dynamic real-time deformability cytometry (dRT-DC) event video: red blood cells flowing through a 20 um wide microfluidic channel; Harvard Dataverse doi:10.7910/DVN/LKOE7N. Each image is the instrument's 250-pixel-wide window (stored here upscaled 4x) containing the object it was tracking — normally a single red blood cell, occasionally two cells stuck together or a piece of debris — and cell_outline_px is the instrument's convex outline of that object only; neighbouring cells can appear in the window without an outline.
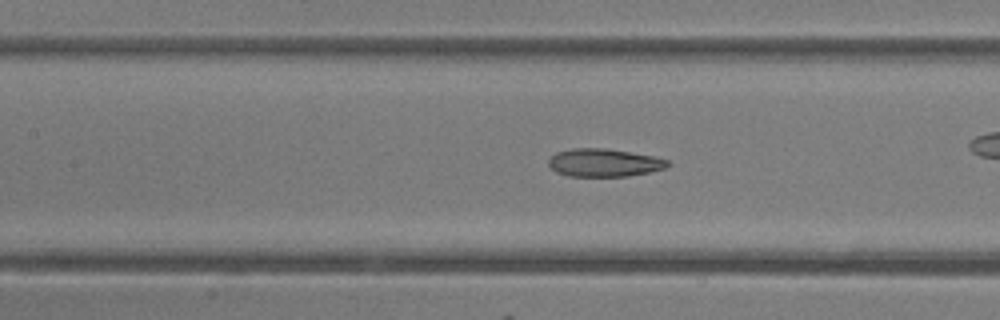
{"species": "common noctule bat (a hibernating species)", "species_latin": "Nyctalus noctula", "temperature_condition": "room temperature", "stored_images_in_passage": 40, "camera_frame_rate_fps": 3000, "um_per_image_px": 0.085, "animal": {"sex": "female"}, "frame": {"image": 1, "passage_image": 12, "time_ms": 3.667, "image_size_px": [1000, 320], "cell_outline_px": [[672, 164], [664, 168], [648, 172], [628, 176], [568, 176], [556, 172], [548, 164], [548, 160], [556, 152], [572, 148], [608, 148], [652, 156], [668, 160]], "centroid_in_image_um": [51.33, 13.82], "position_along_channel_um": 156.1, "area_um2": 19.36}}
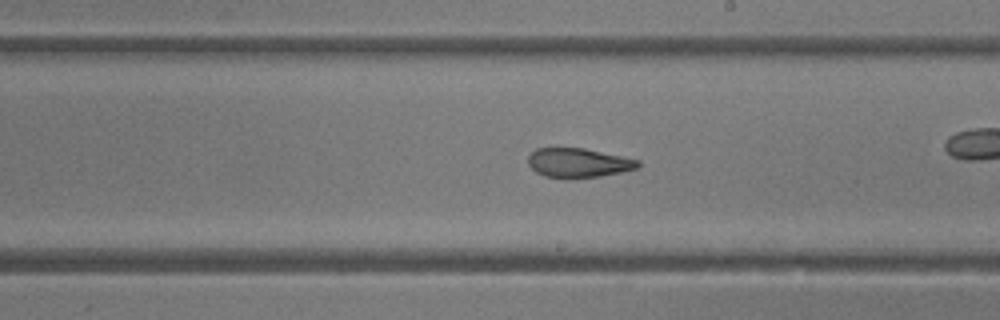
{"frame": {"image": 2, "passage_image": 18, "time_ms": 5.667, "image_size_px": [1000, 320], "cell_outline_px": [[640, 164], [636, 168], [620, 172], [600, 176], [544, 176], [536, 172], [528, 164], [528, 156], [536, 148], [584, 148], [640, 160]], "centroid_in_image_um": [49.15, 13.8], "position_along_channel_um": 239.8, "area_um2": 18.15}, "authors_computed_cell_mechanics": {"area_um2": 21.1548, "velocity_mm_per_s": 4.2007, "shape_relaxation_time_tau1_ms": null, "shape_relaxation_time_tau2_ms": 2.9651, "deformation_change_tau1": null, "deformation_change_tau2": 0.109}}